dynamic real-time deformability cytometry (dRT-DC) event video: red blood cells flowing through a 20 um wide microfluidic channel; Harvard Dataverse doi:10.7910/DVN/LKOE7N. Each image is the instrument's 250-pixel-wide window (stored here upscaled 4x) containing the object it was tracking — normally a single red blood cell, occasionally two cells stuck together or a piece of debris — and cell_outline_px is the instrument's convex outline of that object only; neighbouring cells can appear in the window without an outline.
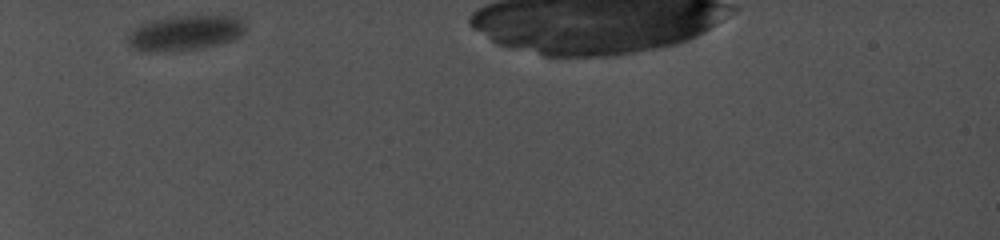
{"species": "common noctule bat (a hibernating species)", "species_latin": "Nyctalus noctula", "temperature_condition": "cold", "stored_images_in_passage": 10, "segment_of_instrument_passage": [1, 2], "camera_frame_rate_fps": 5000, "um_per_image_px": 0.085, "animal": {"sex": "female", "body_mass_g": 19.0, "forearm_length_mm": 56.7}, "frame": {"image": 1, "passage_image": 1, "time_ms": 0.0, "image_size_px": [1000, 240], "cell_outline_px": [[244, 32], [240, 36], [232, 40], [220, 44], [204, 48], [168, 52], [140, 52], [132, 48], [128, 44], [128, 32], [132, 28], [144, 20], [168, 16], [236, 16], [244, 24]], "centroid_in_image_um": [15.62, 2.8], "position_along_channel_um": 69.4, "area_um2": 24.8}}
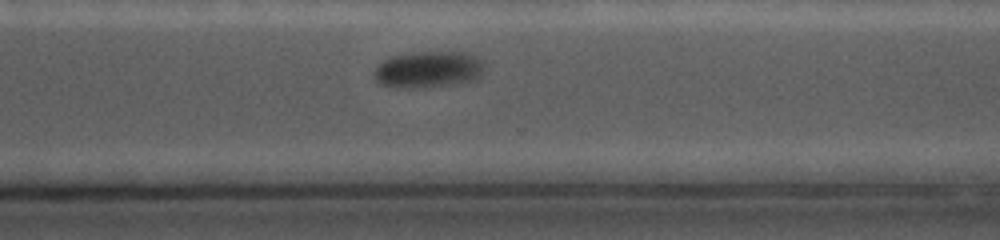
{"frame": {"image": 2, "passage_image": 9, "time_ms": 7.8, "image_size_px": [1000, 240], "cell_outline_px": [[484, 72], [472, 80], [452, 84], [412, 88], [380, 84], [376, 80], [372, 72], [376, 64], [392, 56], [416, 52], [460, 52], [472, 56], [480, 60], [484, 64]], "centroid_in_image_um": [36.35, 5.9], "position_along_channel_um": 334.2, "area_um2": 23.12}}